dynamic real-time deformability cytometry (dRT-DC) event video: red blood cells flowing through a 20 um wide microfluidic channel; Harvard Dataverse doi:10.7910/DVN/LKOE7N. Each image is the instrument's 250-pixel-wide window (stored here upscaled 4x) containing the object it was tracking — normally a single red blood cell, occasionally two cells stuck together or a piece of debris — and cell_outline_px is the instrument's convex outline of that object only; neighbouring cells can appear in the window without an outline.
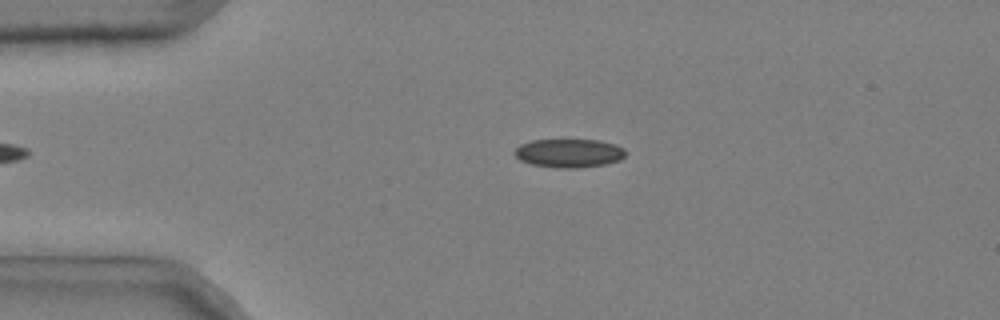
{"species": "common noctule bat (a hibernating species)", "species_latin": "Nyctalus noctula", "temperature_condition": "cold", "stored_images_in_passage": 42, "camera_frame_rate_fps": 3000, "um_per_image_px": 0.085, "animal": {"sex": "male", "body_mass_g": 20.4}, "frame": {"image": 1, "passage_image": 4, "time_ms": 1.0, "image_size_px": [1000, 320], "cell_outline_px": [[624, 156], [620, 160], [604, 164], [576, 168], [556, 168], [532, 164], [520, 160], [512, 152], [520, 144], [532, 140], [600, 140], [624, 148]], "centroid_in_image_um": [48.32, 13.02], "position_along_channel_um": 36.7, "area_um2": 18.38}}
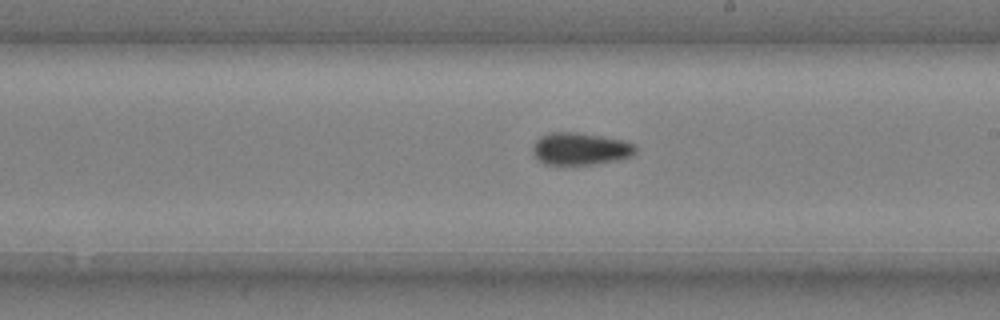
{"frame": {"image": 2, "passage_image": 23, "time_ms": 7.333, "image_size_px": [1000, 320], "cell_outline_px": [[636, 152], [632, 156], [620, 160], [592, 164], [544, 164], [536, 156], [532, 148], [536, 140], [540, 136], [552, 132], [576, 132], [624, 140], [636, 144]], "centroid_in_image_um": [49.37, 12.64], "position_along_channel_um": 239.6, "area_um2": 19.31}}
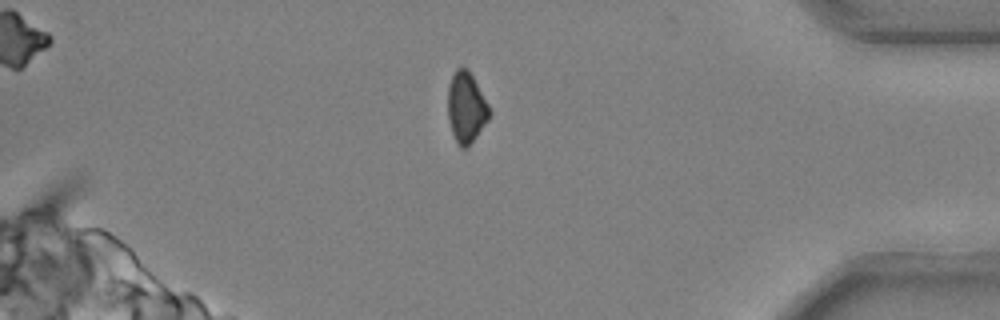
{"frame": {"image": 3, "passage_image": 38, "time_ms": 12.333, "image_size_px": [1000, 320], "cell_outline_px": [[492, 112], [488, 120], [468, 148], [460, 148], [452, 132], [448, 116], [448, 88], [452, 76], [456, 68], [468, 68], [488, 104]], "centroid_in_image_um": [39.64, 9.15], "position_along_channel_um": 395.6, "area_um2": 17.05}}